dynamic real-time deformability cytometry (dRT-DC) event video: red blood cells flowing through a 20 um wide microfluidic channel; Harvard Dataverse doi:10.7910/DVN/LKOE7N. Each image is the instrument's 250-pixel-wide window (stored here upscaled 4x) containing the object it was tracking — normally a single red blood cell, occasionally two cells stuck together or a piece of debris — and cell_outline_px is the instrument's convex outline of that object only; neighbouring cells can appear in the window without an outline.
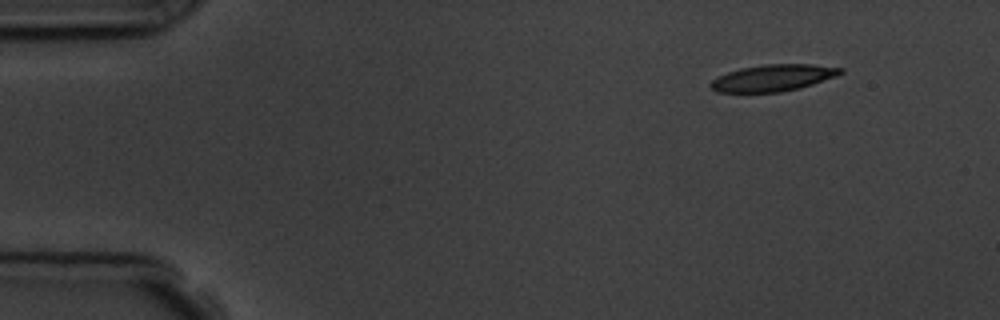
{"species": "common noctule bat (a hibernating species)", "species_latin": "Nyctalus noctula", "temperature_condition": "room temperature", "stored_images_in_passage": 14, "camera_frame_rate_fps": 3000, "um_per_image_px": 0.085, "animal": {"sex": "male", "body_mass_g": 19.5, "forearm_length_mm": 54.6}, "frame": {"image": 1, "passage_image": 1, "time_ms": 0.0, "image_size_px": [1000, 320], "cell_outline_px": [[844, 72], [836, 76], [800, 88], [780, 92], [716, 92], [708, 84], [712, 80], [728, 72], [740, 68], [764, 64], [812, 64], [844, 68]], "centroid_in_image_um": [65.72, 6.61], "position_along_channel_um": 19.3, "area_um2": 20.11}, "authors_computed_cell_mechanics": {"area_um2": 20.9236, "velocity_mm_per_s": 3.762, "shape_relaxation_time_tau1_ms": 2.9334, "shape_relaxation_time_tau2_ms": null, "deformation_change_tau1": 0.1287, "deformation_change_tau2": null}}